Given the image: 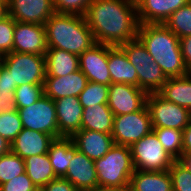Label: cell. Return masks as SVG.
Listing matches in <instances>:
<instances>
[{
    "instance_id": "1",
    "label": "cell",
    "mask_w": 191,
    "mask_h": 191,
    "mask_svg": "<svg viewBox=\"0 0 191 191\" xmlns=\"http://www.w3.org/2000/svg\"><path fill=\"white\" fill-rule=\"evenodd\" d=\"M84 17L96 43L120 46L137 38V5L130 0H94Z\"/></svg>"
},
{
    "instance_id": "2",
    "label": "cell",
    "mask_w": 191,
    "mask_h": 191,
    "mask_svg": "<svg viewBox=\"0 0 191 191\" xmlns=\"http://www.w3.org/2000/svg\"><path fill=\"white\" fill-rule=\"evenodd\" d=\"M137 38L168 78L189 75L179 38L164 24H140Z\"/></svg>"
},
{
    "instance_id": "3",
    "label": "cell",
    "mask_w": 191,
    "mask_h": 191,
    "mask_svg": "<svg viewBox=\"0 0 191 191\" xmlns=\"http://www.w3.org/2000/svg\"><path fill=\"white\" fill-rule=\"evenodd\" d=\"M44 26L48 48L63 49L80 56L96 43L82 15L55 12Z\"/></svg>"
},
{
    "instance_id": "4",
    "label": "cell",
    "mask_w": 191,
    "mask_h": 191,
    "mask_svg": "<svg viewBox=\"0 0 191 191\" xmlns=\"http://www.w3.org/2000/svg\"><path fill=\"white\" fill-rule=\"evenodd\" d=\"M95 162L98 186L127 191L135 168L130 146L116 145Z\"/></svg>"
},
{
    "instance_id": "5",
    "label": "cell",
    "mask_w": 191,
    "mask_h": 191,
    "mask_svg": "<svg viewBox=\"0 0 191 191\" xmlns=\"http://www.w3.org/2000/svg\"><path fill=\"white\" fill-rule=\"evenodd\" d=\"M138 75V87L147 94L157 93L168 81V76L136 38L120 45Z\"/></svg>"
},
{
    "instance_id": "6",
    "label": "cell",
    "mask_w": 191,
    "mask_h": 191,
    "mask_svg": "<svg viewBox=\"0 0 191 191\" xmlns=\"http://www.w3.org/2000/svg\"><path fill=\"white\" fill-rule=\"evenodd\" d=\"M3 65L7 68L12 83L16 86L44 84L46 77L45 55L12 51L3 56Z\"/></svg>"
},
{
    "instance_id": "7",
    "label": "cell",
    "mask_w": 191,
    "mask_h": 191,
    "mask_svg": "<svg viewBox=\"0 0 191 191\" xmlns=\"http://www.w3.org/2000/svg\"><path fill=\"white\" fill-rule=\"evenodd\" d=\"M132 161L136 170L165 171L175 161L163 148L156 134L151 131L130 146Z\"/></svg>"
},
{
    "instance_id": "8",
    "label": "cell",
    "mask_w": 191,
    "mask_h": 191,
    "mask_svg": "<svg viewBox=\"0 0 191 191\" xmlns=\"http://www.w3.org/2000/svg\"><path fill=\"white\" fill-rule=\"evenodd\" d=\"M151 115L147 105L125 115H115L112 138L116 145L131 146L152 131Z\"/></svg>"
},
{
    "instance_id": "9",
    "label": "cell",
    "mask_w": 191,
    "mask_h": 191,
    "mask_svg": "<svg viewBox=\"0 0 191 191\" xmlns=\"http://www.w3.org/2000/svg\"><path fill=\"white\" fill-rule=\"evenodd\" d=\"M146 105L151 115L152 128H173L182 130L191 121V111L172 103L158 93L147 95Z\"/></svg>"
},
{
    "instance_id": "10",
    "label": "cell",
    "mask_w": 191,
    "mask_h": 191,
    "mask_svg": "<svg viewBox=\"0 0 191 191\" xmlns=\"http://www.w3.org/2000/svg\"><path fill=\"white\" fill-rule=\"evenodd\" d=\"M23 128L44 132L58 138V122L55 102L45 94L28 107L16 108Z\"/></svg>"
},
{
    "instance_id": "11",
    "label": "cell",
    "mask_w": 191,
    "mask_h": 191,
    "mask_svg": "<svg viewBox=\"0 0 191 191\" xmlns=\"http://www.w3.org/2000/svg\"><path fill=\"white\" fill-rule=\"evenodd\" d=\"M147 93L130 84L112 83L109 86L108 107L115 115L130 114L146 105Z\"/></svg>"
},
{
    "instance_id": "12",
    "label": "cell",
    "mask_w": 191,
    "mask_h": 191,
    "mask_svg": "<svg viewBox=\"0 0 191 191\" xmlns=\"http://www.w3.org/2000/svg\"><path fill=\"white\" fill-rule=\"evenodd\" d=\"M79 69L88 78V81L110 86L108 45L95 43L90 49L85 50L79 56Z\"/></svg>"
},
{
    "instance_id": "13",
    "label": "cell",
    "mask_w": 191,
    "mask_h": 191,
    "mask_svg": "<svg viewBox=\"0 0 191 191\" xmlns=\"http://www.w3.org/2000/svg\"><path fill=\"white\" fill-rule=\"evenodd\" d=\"M47 50L44 25L15 21L13 51L45 55Z\"/></svg>"
},
{
    "instance_id": "14",
    "label": "cell",
    "mask_w": 191,
    "mask_h": 191,
    "mask_svg": "<svg viewBox=\"0 0 191 191\" xmlns=\"http://www.w3.org/2000/svg\"><path fill=\"white\" fill-rule=\"evenodd\" d=\"M7 8L15 21L41 25L55 13L52 0H7Z\"/></svg>"
},
{
    "instance_id": "15",
    "label": "cell",
    "mask_w": 191,
    "mask_h": 191,
    "mask_svg": "<svg viewBox=\"0 0 191 191\" xmlns=\"http://www.w3.org/2000/svg\"><path fill=\"white\" fill-rule=\"evenodd\" d=\"M55 102L56 117L58 122V138L71 137L81 130L83 106L78 97H62Z\"/></svg>"
},
{
    "instance_id": "16",
    "label": "cell",
    "mask_w": 191,
    "mask_h": 191,
    "mask_svg": "<svg viewBox=\"0 0 191 191\" xmlns=\"http://www.w3.org/2000/svg\"><path fill=\"white\" fill-rule=\"evenodd\" d=\"M88 82V78L80 69L63 77H45L44 94L52 100L78 97Z\"/></svg>"
},
{
    "instance_id": "17",
    "label": "cell",
    "mask_w": 191,
    "mask_h": 191,
    "mask_svg": "<svg viewBox=\"0 0 191 191\" xmlns=\"http://www.w3.org/2000/svg\"><path fill=\"white\" fill-rule=\"evenodd\" d=\"M63 178L72 183L79 191L98 186L97 172L94 160L77 151L71 159Z\"/></svg>"
},
{
    "instance_id": "18",
    "label": "cell",
    "mask_w": 191,
    "mask_h": 191,
    "mask_svg": "<svg viewBox=\"0 0 191 191\" xmlns=\"http://www.w3.org/2000/svg\"><path fill=\"white\" fill-rule=\"evenodd\" d=\"M71 138L77 150L94 161L105 156L115 144L111 134L91 130L77 131Z\"/></svg>"
},
{
    "instance_id": "19",
    "label": "cell",
    "mask_w": 191,
    "mask_h": 191,
    "mask_svg": "<svg viewBox=\"0 0 191 191\" xmlns=\"http://www.w3.org/2000/svg\"><path fill=\"white\" fill-rule=\"evenodd\" d=\"M191 0H141L137 4L140 24H164L173 12Z\"/></svg>"
},
{
    "instance_id": "20",
    "label": "cell",
    "mask_w": 191,
    "mask_h": 191,
    "mask_svg": "<svg viewBox=\"0 0 191 191\" xmlns=\"http://www.w3.org/2000/svg\"><path fill=\"white\" fill-rule=\"evenodd\" d=\"M53 140L51 135L44 132L23 128L11 143V152L22 159L47 154Z\"/></svg>"
},
{
    "instance_id": "21",
    "label": "cell",
    "mask_w": 191,
    "mask_h": 191,
    "mask_svg": "<svg viewBox=\"0 0 191 191\" xmlns=\"http://www.w3.org/2000/svg\"><path fill=\"white\" fill-rule=\"evenodd\" d=\"M108 69L112 83L130 84L138 87L136 69L120 46L108 45Z\"/></svg>"
},
{
    "instance_id": "22",
    "label": "cell",
    "mask_w": 191,
    "mask_h": 191,
    "mask_svg": "<svg viewBox=\"0 0 191 191\" xmlns=\"http://www.w3.org/2000/svg\"><path fill=\"white\" fill-rule=\"evenodd\" d=\"M127 191H173L169 170L150 172L135 169Z\"/></svg>"
},
{
    "instance_id": "23",
    "label": "cell",
    "mask_w": 191,
    "mask_h": 191,
    "mask_svg": "<svg viewBox=\"0 0 191 191\" xmlns=\"http://www.w3.org/2000/svg\"><path fill=\"white\" fill-rule=\"evenodd\" d=\"M45 66L46 77H63L79 70V56L63 49L48 48Z\"/></svg>"
},
{
    "instance_id": "24",
    "label": "cell",
    "mask_w": 191,
    "mask_h": 191,
    "mask_svg": "<svg viewBox=\"0 0 191 191\" xmlns=\"http://www.w3.org/2000/svg\"><path fill=\"white\" fill-rule=\"evenodd\" d=\"M77 151L71 137L62 136L51 142L47 154L57 177H63L66 174L70 161Z\"/></svg>"
},
{
    "instance_id": "25",
    "label": "cell",
    "mask_w": 191,
    "mask_h": 191,
    "mask_svg": "<svg viewBox=\"0 0 191 191\" xmlns=\"http://www.w3.org/2000/svg\"><path fill=\"white\" fill-rule=\"evenodd\" d=\"M114 114L108 104L83 108L81 130L112 133Z\"/></svg>"
},
{
    "instance_id": "26",
    "label": "cell",
    "mask_w": 191,
    "mask_h": 191,
    "mask_svg": "<svg viewBox=\"0 0 191 191\" xmlns=\"http://www.w3.org/2000/svg\"><path fill=\"white\" fill-rule=\"evenodd\" d=\"M157 93L164 99L191 111V73L183 77L169 78Z\"/></svg>"
},
{
    "instance_id": "27",
    "label": "cell",
    "mask_w": 191,
    "mask_h": 191,
    "mask_svg": "<svg viewBox=\"0 0 191 191\" xmlns=\"http://www.w3.org/2000/svg\"><path fill=\"white\" fill-rule=\"evenodd\" d=\"M26 174L37 188H42L57 178L48 154L31 156L24 159Z\"/></svg>"
},
{
    "instance_id": "28",
    "label": "cell",
    "mask_w": 191,
    "mask_h": 191,
    "mask_svg": "<svg viewBox=\"0 0 191 191\" xmlns=\"http://www.w3.org/2000/svg\"><path fill=\"white\" fill-rule=\"evenodd\" d=\"M164 150L175 160L183 156V131L173 128H153Z\"/></svg>"
},
{
    "instance_id": "29",
    "label": "cell",
    "mask_w": 191,
    "mask_h": 191,
    "mask_svg": "<svg viewBox=\"0 0 191 191\" xmlns=\"http://www.w3.org/2000/svg\"><path fill=\"white\" fill-rule=\"evenodd\" d=\"M23 130L22 122L15 107H4L0 111V136L10 143Z\"/></svg>"
},
{
    "instance_id": "30",
    "label": "cell",
    "mask_w": 191,
    "mask_h": 191,
    "mask_svg": "<svg viewBox=\"0 0 191 191\" xmlns=\"http://www.w3.org/2000/svg\"><path fill=\"white\" fill-rule=\"evenodd\" d=\"M164 25L179 39L191 35V1L173 12Z\"/></svg>"
},
{
    "instance_id": "31",
    "label": "cell",
    "mask_w": 191,
    "mask_h": 191,
    "mask_svg": "<svg viewBox=\"0 0 191 191\" xmlns=\"http://www.w3.org/2000/svg\"><path fill=\"white\" fill-rule=\"evenodd\" d=\"M109 96V85H103L89 81L78 98L83 108L107 104Z\"/></svg>"
},
{
    "instance_id": "32",
    "label": "cell",
    "mask_w": 191,
    "mask_h": 191,
    "mask_svg": "<svg viewBox=\"0 0 191 191\" xmlns=\"http://www.w3.org/2000/svg\"><path fill=\"white\" fill-rule=\"evenodd\" d=\"M14 95L12 107H28L44 95V84H24L17 86Z\"/></svg>"
},
{
    "instance_id": "33",
    "label": "cell",
    "mask_w": 191,
    "mask_h": 191,
    "mask_svg": "<svg viewBox=\"0 0 191 191\" xmlns=\"http://www.w3.org/2000/svg\"><path fill=\"white\" fill-rule=\"evenodd\" d=\"M24 159L10 152L0 157V185L25 173Z\"/></svg>"
},
{
    "instance_id": "34",
    "label": "cell",
    "mask_w": 191,
    "mask_h": 191,
    "mask_svg": "<svg viewBox=\"0 0 191 191\" xmlns=\"http://www.w3.org/2000/svg\"><path fill=\"white\" fill-rule=\"evenodd\" d=\"M173 191H191V170L180 160H175L169 169Z\"/></svg>"
},
{
    "instance_id": "35",
    "label": "cell",
    "mask_w": 191,
    "mask_h": 191,
    "mask_svg": "<svg viewBox=\"0 0 191 191\" xmlns=\"http://www.w3.org/2000/svg\"><path fill=\"white\" fill-rule=\"evenodd\" d=\"M15 20L7 15L0 20V54L6 55L13 51Z\"/></svg>"
},
{
    "instance_id": "36",
    "label": "cell",
    "mask_w": 191,
    "mask_h": 191,
    "mask_svg": "<svg viewBox=\"0 0 191 191\" xmlns=\"http://www.w3.org/2000/svg\"><path fill=\"white\" fill-rule=\"evenodd\" d=\"M94 0H52L56 13L77 14L84 16Z\"/></svg>"
},
{
    "instance_id": "37",
    "label": "cell",
    "mask_w": 191,
    "mask_h": 191,
    "mask_svg": "<svg viewBox=\"0 0 191 191\" xmlns=\"http://www.w3.org/2000/svg\"><path fill=\"white\" fill-rule=\"evenodd\" d=\"M16 85L12 83L7 68L3 65L0 69V103L3 107H10L14 102Z\"/></svg>"
},
{
    "instance_id": "38",
    "label": "cell",
    "mask_w": 191,
    "mask_h": 191,
    "mask_svg": "<svg viewBox=\"0 0 191 191\" xmlns=\"http://www.w3.org/2000/svg\"><path fill=\"white\" fill-rule=\"evenodd\" d=\"M35 188L26 172L0 185V191H33Z\"/></svg>"
},
{
    "instance_id": "39",
    "label": "cell",
    "mask_w": 191,
    "mask_h": 191,
    "mask_svg": "<svg viewBox=\"0 0 191 191\" xmlns=\"http://www.w3.org/2000/svg\"><path fill=\"white\" fill-rule=\"evenodd\" d=\"M43 191H79L72 183L63 177H57L42 187Z\"/></svg>"
},
{
    "instance_id": "40",
    "label": "cell",
    "mask_w": 191,
    "mask_h": 191,
    "mask_svg": "<svg viewBox=\"0 0 191 191\" xmlns=\"http://www.w3.org/2000/svg\"><path fill=\"white\" fill-rule=\"evenodd\" d=\"M180 49L185 65L191 73V35L180 38Z\"/></svg>"
},
{
    "instance_id": "41",
    "label": "cell",
    "mask_w": 191,
    "mask_h": 191,
    "mask_svg": "<svg viewBox=\"0 0 191 191\" xmlns=\"http://www.w3.org/2000/svg\"><path fill=\"white\" fill-rule=\"evenodd\" d=\"M191 154V121L183 129V155Z\"/></svg>"
},
{
    "instance_id": "42",
    "label": "cell",
    "mask_w": 191,
    "mask_h": 191,
    "mask_svg": "<svg viewBox=\"0 0 191 191\" xmlns=\"http://www.w3.org/2000/svg\"><path fill=\"white\" fill-rule=\"evenodd\" d=\"M11 152V143L0 136V157Z\"/></svg>"
},
{
    "instance_id": "43",
    "label": "cell",
    "mask_w": 191,
    "mask_h": 191,
    "mask_svg": "<svg viewBox=\"0 0 191 191\" xmlns=\"http://www.w3.org/2000/svg\"><path fill=\"white\" fill-rule=\"evenodd\" d=\"M8 15L7 1H0V20Z\"/></svg>"
},
{
    "instance_id": "44",
    "label": "cell",
    "mask_w": 191,
    "mask_h": 191,
    "mask_svg": "<svg viewBox=\"0 0 191 191\" xmlns=\"http://www.w3.org/2000/svg\"><path fill=\"white\" fill-rule=\"evenodd\" d=\"M180 161L191 170V154H184Z\"/></svg>"
},
{
    "instance_id": "45",
    "label": "cell",
    "mask_w": 191,
    "mask_h": 191,
    "mask_svg": "<svg viewBox=\"0 0 191 191\" xmlns=\"http://www.w3.org/2000/svg\"><path fill=\"white\" fill-rule=\"evenodd\" d=\"M84 191H118V190L113 189V188L97 186V187H93L92 189H88V190H84Z\"/></svg>"
},
{
    "instance_id": "46",
    "label": "cell",
    "mask_w": 191,
    "mask_h": 191,
    "mask_svg": "<svg viewBox=\"0 0 191 191\" xmlns=\"http://www.w3.org/2000/svg\"><path fill=\"white\" fill-rule=\"evenodd\" d=\"M3 66V55L0 54V69Z\"/></svg>"
},
{
    "instance_id": "47",
    "label": "cell",
    "mask_w": 191,
    "mask_h": 191,
    "mask_svg": "<svg viewBox=\"0 0 191 191\" xmlns=\"http://www.w3.org/2000/svg\"><path fill=\"white\" fill-rule=\"evenodd\" d=\"M132 3H134L135 5H137L141 0H130Z\"/></svg>"
},
{
    "instance_id": "48",
    "label": "cell",
    "mask_w": 191,
    "mask_h": 191,
    "mask_svg": "<svg viewBox=\"0 0 191 191\" xmlns=\"http://www.w3.org/2000/svg\"><path fill=\"white\" fill-rule=\"evenodd\" d=\"M33 191H43V189L42 188H35Z\"/></svg>"
},
{
    "instance_id": "49",
    "label": "cell",
    "mask_w": 191,
    "mask_h": 191,
    "mask_svg": "<svg viewBox=\"0 0 191 191\" xmlns=\"http://www.w3.org/2000/svg\"><path fill=\"white\" fill-rule=\"evenodd\" d=\"M4 107L2 106V104L0 103V111L3 109Z\"/></svg>"
}]
</instances>
